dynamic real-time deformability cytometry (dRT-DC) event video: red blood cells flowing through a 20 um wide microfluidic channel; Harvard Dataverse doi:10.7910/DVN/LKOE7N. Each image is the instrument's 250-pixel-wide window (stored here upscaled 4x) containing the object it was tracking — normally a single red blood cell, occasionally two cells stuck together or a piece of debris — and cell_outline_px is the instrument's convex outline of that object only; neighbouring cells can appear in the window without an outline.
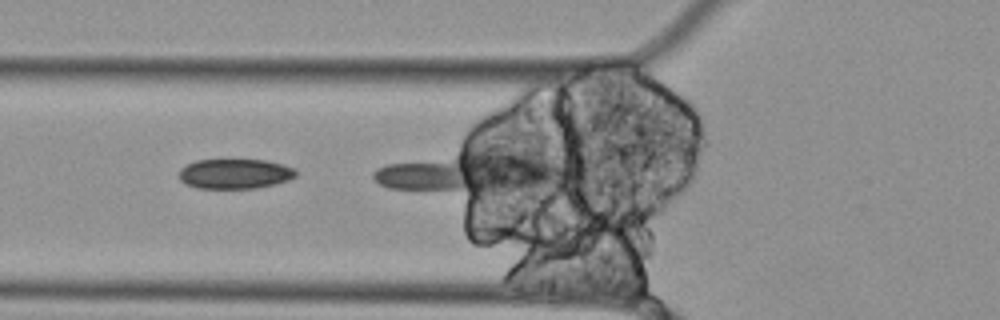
{"species": "Egyptian fruit bat (a non-hibernating species)", "species_latin": "Rousettus aegyptiacus", "temperature_condition": "cold", "stored_images_in_passage": 18, "segment_of_instrument_passage": [2, 2], "camera_frame_rate_fps": 3000, "um_per_image_px": 0.085, "animal": {"sex": "female"}, "frame": {"image": 1, "passage_image": 17, "time_ms": 5.333, "image_size_px": [1000, 320], "cell_outline_px": [[296, 176], [288, 180], [276, 184], [256, 188], [196, 188], [184, 184], [180, 180], [180, 168], [196, 160], [264, 160], [284, 164], [296, 168]], "centroid_in_image_um": [19.98, 14.77], "position_along_channel_um": 105.8, "area_um2": 20.46}}